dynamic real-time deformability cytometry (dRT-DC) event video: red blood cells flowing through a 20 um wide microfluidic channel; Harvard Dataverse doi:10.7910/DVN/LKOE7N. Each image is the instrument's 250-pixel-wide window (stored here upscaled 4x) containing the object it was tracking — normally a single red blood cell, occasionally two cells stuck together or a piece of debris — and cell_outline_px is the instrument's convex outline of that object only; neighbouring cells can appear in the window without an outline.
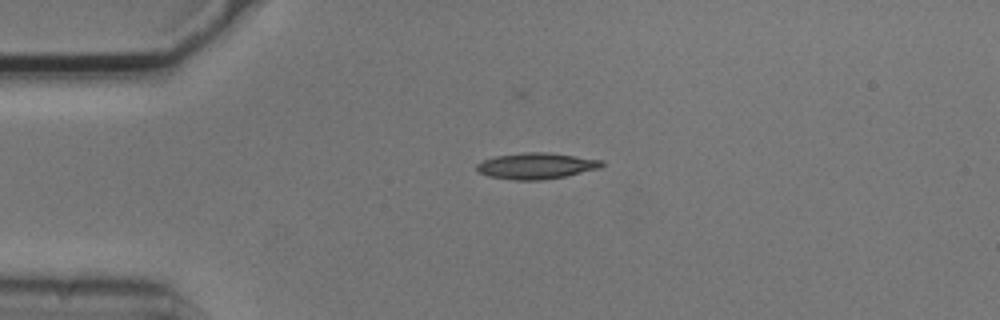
{"species": "common noctule bat (a hibernating species)", "species_latin": "Nyctalus noctula", "temperature_condition": "cold", "stored_images_in_passage": 3, "camera_frame_rate_fps": 3000, "um_per_image_px": 0.085, "animal": {"sex": "male", "body_mass_g": 20.5, "forearm_length_mm": 52.5}, "frame": {"image": 1, "passage_image": 1, "time_ms": 0.0, "image_size_px": [1000, 320], "cell_outline_px": [[604, 164], [600, 168], [564, 176], [544, 180], [512, 180], [488, 176], [480, 172], [476, 168], [476, 164], [484, 160], [496, 156], [524, 152], [544, 152], [604, 160]], "centroid_in_image_um": [45.58, 14.1], "position_along_channel_um": 39.4, "area_um2": 18.9}}